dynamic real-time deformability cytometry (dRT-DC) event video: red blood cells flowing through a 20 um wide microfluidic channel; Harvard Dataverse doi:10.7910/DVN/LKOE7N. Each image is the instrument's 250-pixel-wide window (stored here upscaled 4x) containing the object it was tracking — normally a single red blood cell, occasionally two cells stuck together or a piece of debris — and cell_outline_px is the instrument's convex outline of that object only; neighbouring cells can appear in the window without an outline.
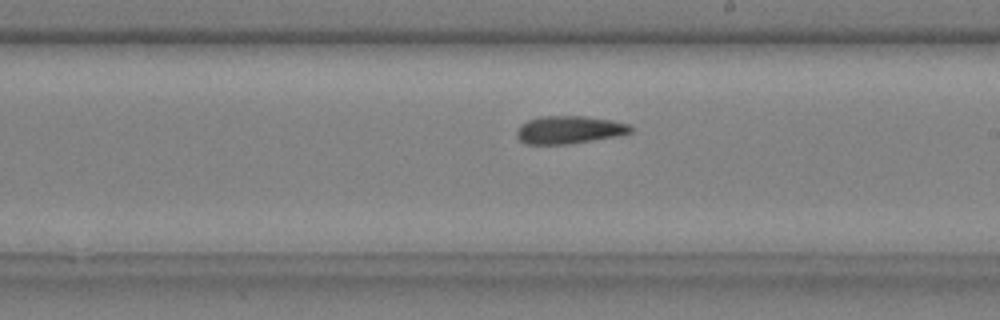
{"species": "common noctule bat (a hibernating species)", "species_latin": "Nyctalus noctula", "temperature_condition": "cold", "stored_images_in_passage": 10, "camera_frame_rate_fps": 3000, "um_per_image_px": 0.085, "animal": {"sex": "male", "body_mass_g": 20.4}, "frame": {"image": 1, "passage_image": 9, "time_ms": 2.667, "image_size_px": [1000, 320], "cell_outline_px": [[632, 132], [620, 136], [568, 144], [524, 144], [516, 136], [516, 132], [520, 124], [528, 120], [540, 116], [584, 116], [608, 120], [628, 124], [632, 128]], "centroid_in_image_um": [48.35, 11.04], "position_along_channel_um": 240.7, "area_um2": 18.5}}
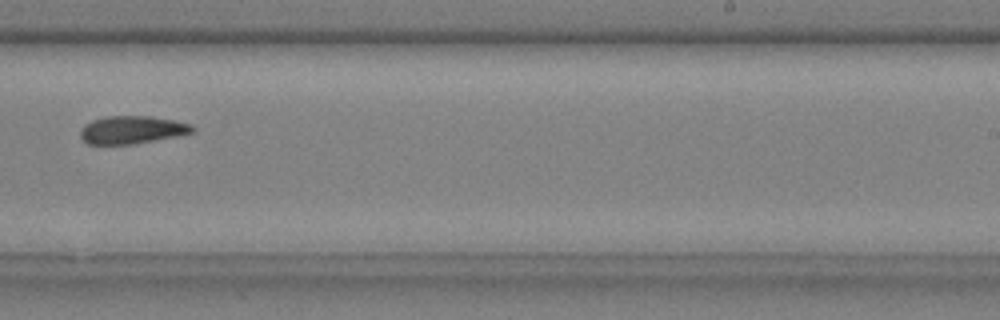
{"frame": {"image": 2, "passage_image": 10, "time_ms": 3.0, "image_size_px": [1000, 320], "cell_outline_px": [[196, 132], [176, 136], [132, 144], [88, 144], [80, 136], [80, 132], [84, 124], [92, 120], [104, 116], [152, 116], [192, 124], [196, 128]], "centroid_in_image_um": [11.23, 11.02], "position_along_channel_um": 277.8, "area_um2": 18.21}}